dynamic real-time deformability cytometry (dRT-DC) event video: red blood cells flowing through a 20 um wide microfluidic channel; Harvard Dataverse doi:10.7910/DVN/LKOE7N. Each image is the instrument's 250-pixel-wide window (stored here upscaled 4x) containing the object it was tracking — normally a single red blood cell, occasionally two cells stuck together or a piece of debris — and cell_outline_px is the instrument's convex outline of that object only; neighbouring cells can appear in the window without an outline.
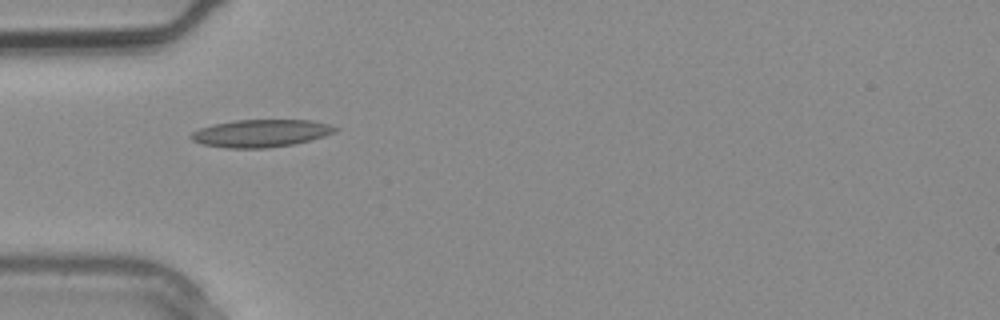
{"species": "common noctule bat (a hibernating species)", "species_latin": "Nyctalus noctula", "temperature_condition": "warm", "stored_images_in_passage": 2, "camera_frame_rate_fps": 3000, "um_per_image_px": 0.085, "animal": {"sex": "male", "body_mass_g": 20.4}, "frame": {"image": 1, "passage_image": 2, "time_ms": 0.333, "image_size_px": [1000, 320], "cell_outline_px": [[340, 128], [336, 132], [312, 140], [292, 144], [268, 148], [224, 148], [204, 144], [192, 140], [188, 136], [192, 132], [200, 128], [216, 124], [236, 120], [312, 120], [332, 124]], "centroid_in_image_um": [22.23, 11.32], "position_along_channel_um": 62.8, "area_um2": 23.24}}